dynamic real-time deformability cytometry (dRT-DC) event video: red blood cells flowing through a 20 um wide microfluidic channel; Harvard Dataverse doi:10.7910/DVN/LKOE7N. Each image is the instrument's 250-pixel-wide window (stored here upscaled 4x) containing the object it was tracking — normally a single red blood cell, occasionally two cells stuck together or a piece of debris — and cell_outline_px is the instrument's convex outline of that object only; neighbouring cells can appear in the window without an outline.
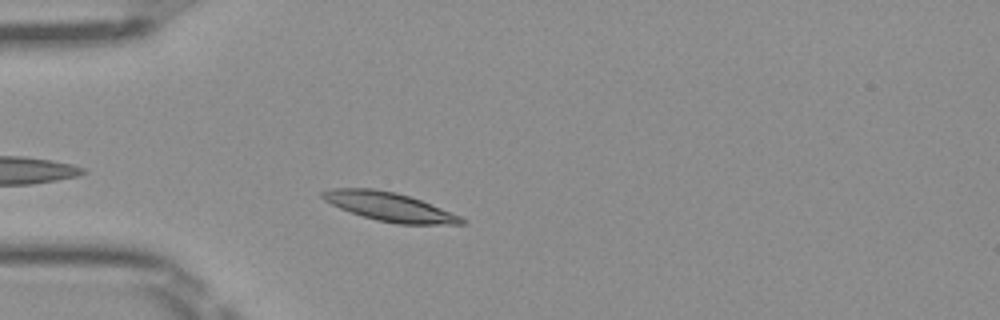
{"species": "Egyptian fruit bat (a non-hibernating species)", "species_latin": "Rousettus aegyptiacus", "temperature_condition": "room temperature", "stored_images_in_passage": 41, "camera_frame_rate_fps": 3000, "um_per_image_px": 0.085, "frame": {"image": 1, "passage_image": 4, "time_ms": 1.0, "image_size_px": [1000, 320], "cell_outline_px": [[468, 220], [464, 224], [396, 224], [376, 220], [340, 208], [324, 200], [320, 196], [320, 192], [328, 188], [372, 188], [396, 192], [420, 200], [460, 216]], "centroid_in_image_um": [33.07, 17.57], "position_along_channel_um": 51.9, "area_um2": 23.12}}
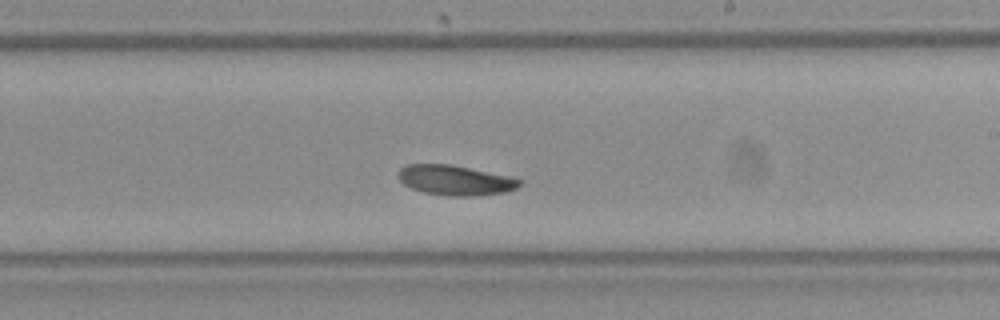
{"frame": {"image": 2, "passage_image": 20, "time_ms": 6.333, "image_size_px": [1000, 320], "cell_outline_px": [[524, 180], [516, 188], [504, 192], [472, 196], [448, 196], [424, 192], [412, 188], [404, 184], [396, 176], [396, 172], [404, 164], [448, 164], [512, 176]], "centroid_in_image_um": [38.67, 15.31], "position_along_channel_um": 250.3, "area_um2": 21.33}}
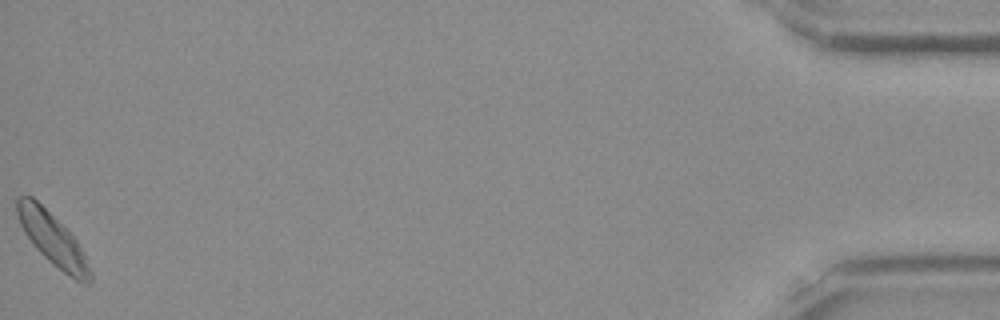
{"frame": {"image": 3, "passage_image": 41, "time_ms": 13.333, "image_size_px": [1000, 320], "cell_outline_px": [[92, 280], [88, 284], [84, 284], [76, 280], [64, 272], [48, 260], [32, 244], [24, 232], [20, 224], [16, 212], [16, 196], [32, 196], [76, 240], [84, 252], [92, 272]], "centroid_in_image_um": [4.47, 20.36], "position_along_channel_um": 430.7, "area_um2": 21.79}, "authors_computed_cell_mechanics": {"area_um2": 21.5594, "velocity_mm_per_s": 3.9437, "shape_relaxation_time_tau1_ms": 2.7063, "shape_relaxation_time_tau2_ms": null, "deformation_change_tau1": 0.0745, "deformation_change_tau2": null}}